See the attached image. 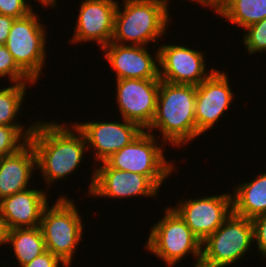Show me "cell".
Returning a JSON list of instances; mask_svg holds the SVG:
<instances>
[{
	"label": "cell",
	"instance_id": "18",
	"mask_svg": "<svg viewBox=\"0 0 266 267\" xmlns=\"http://www.w3.org/2000/svg\"><path fill=\"white\" fill-rule=\"evenodd\" d=\"M35 166L36 154L30 141L15 153L0 158V201L31 188Z\"/></svg>",
	"mask_w": 266,
	"mask_h": 267
},
{
	"label": "cell",
	"instance_id": "10",
	"mask_svg": "<svg viewBox=\"0 0 266 267\" xmlns=\"http://www.w3.org/2000/svg\"><path fill=\"white\" fill-rule=\"evenodd\" d=\"M116 104L121 118L147 130L156 114L160 79L116 80Z\"/></svg>",
	"mask_w": 266,
	"mask_h": 267
},
{
	"label": "cell",
	"instance_id": "19",
	"mask_svg": "<svg viewBox=\"0 0 266 267\" xmlns=\"http://www.w3.org/2000/svg\"><path fill=\"white\" fill-rule=\"evenodd\" d=\"M259 174L248 182L237 184L234 189L232 206L235 215L248 219L266 215V172Z\"/></svg>",
	"mask_w": 266,
	"mask_h": 267
},
{
	"label": "cell",
	"instance_id": "13",
	"mask_svg": "<svg viewBox=\"0 0 266 267\" xmlns=\"http://www.w3.org/2000/svg\"><path fill=\"white\" fill-rule=\"evenodd\" d=\"M227 74L215 70L206 80L196 86L195 119L197 138L215 127L232 103L233 91ZM217 122V123H216Z\"/></svg>",
	"mask_w": 266,
	"mask_h": 267
},
{
	"label": "cell",
	"instance_id": "24",
	"mask_svg": "<svg viewBox=\"0 0 266 267\" xmlns=\"http://www.w3.org/2000/svg\"><path fill=\"white\" fill-rule=\"evenodd\" d=\"M245 29L242 41L248 54L266 52V18Z\"/></svg>",
	"mask_w": 266,
	"mask_h": 267
},
{
	"label": "cell",
	"instance_id": "8",
	"mask_svg": "<svg viewBox=\"0 0 266 267\" xmlns=\"http://www.w3.org/2000/svg\"><path fill=\"white\" fill-rule=\"evenodd\" d=\"M35 10L14 19L5 46L17 65L38 83L47 58L45 48L48 33Z\"/></svg>",
	"mask_w": 266,
	"mask_h": 267
},
{
	"label": "cell",
	"instance_id": "17",
	"mask_svg": "<svg viewBox=\"0 0 266 267\" xmlns=\"http://www.w3.org/2000/svg\"><path fill=\"white\" fill-rule=\"evenodd\" d=\"M49 194L42 189L29 188L0 201V212L9 230L40 226L41 216Z\"/></svg>",
	"mask_w": 266,
	"mask_h": 267
},
{
	"label": "cell",
	"instance_id": "12",
	"mask_svg": "<svg viewBox=\"0 0 266 267\" xmlns=\"http://www.w3.org/2000/svg\"><path fill=\"white\" fill-rule=\"evenodd\" d=\"M92 171L88 186L89 197L125 199L130 197H156L159 188L147 177L138 173L111 168L105 161Z\"/></svg>",
	"mask_w": 266,
	"mask_h": 267
},
{
	"label": "cell",
	"instance_id": "11",
	"mask_svg": "<svg viewBox=\"0 0 266 267\" xmlns=\"http://www.w3.org/2000/svg\"><path fill=\"white\" fill-rule=\"evenodd\" d=\"M172 208L202 243L233 212L232 194L227 192L198 199H181Z\"/></svg>",
	"mask_w": 266,
	"mask_h": 267
},
{
	"label": "cell",
	"instance_id": "16",
	"mask_svg": "<svg viewBox=\"0 0 266 267\" xmlns=\"http://www.w3.org/2000/svg\"><path fill=\"white\" fill-rule=\"evenodd\" d=\"M101 50L119 79H160L158 50L154 55L146 46L110 42ZM153 56V57H152Z\"/></svg>",
	"mask_w": 266,
	"mask_h": 267
},
{
	"label": "cell",
	"instance_id": "30",
	"mask_svg": "<svg viewBox=\"0 0 266 267\" xmlns=\"http://www.w3.org/2000/svg\"><path fill=\"white\" fill-rule=\"evenodd\" d=\"M192 2H197L201 4V6L204 7H210L212 8V11L214 10V13L218 15L222 9L230 2V0H191Z\"/></svg>",
	"mask_w": 266,
	"mask_h": 267
},
{
	"label": "cell",
	"instance_id": "22",
	"mask_svg": "<svg viewBox=\"0 0 266 267\" xmlns=\"http://www.w3.org/2000/svg\"><path fill=\"white\" fill-rule=\"evenodd\" d=\"M218 15L245 30L266 18V0H230Z\"/></svg>",
	"mask_w": 266,
	"mask_h": 267
},
{
	"label": "cell",
	"instance_id": "4",
	"mask_svg": "<svg viewBox=\"0 0 266 267\" xmlns=\"http://www.w3.org/2000/svg\"><path fill=\"white\" fill-rule=\"evenodd\" d=\"M52 207L48 204L42 213L40 229L46 250L58 256L68 267L72 264L76 248L83 238L84 223L74 200L58 196Z\"/></svg>",
	"mask_w": 266,
	"mask_h": 267
},
{
	"label": "cell",
	"instance_id": "20",
	"mask_svg": "<svg viewBox=\"0 0 266 267\" xmlns=\"http://www.w3.org/2000/svg\"><path fill=\"white\" fill-rule=\"evenodd\" d=\"M27 84L31 86L36 83H11L9 87L0 88V125L16 127L29 140L36 121L26 128L22 126L21 121L16 122L26 96Z\"/></svg>",
	"mask_w": 266,
	"mask_h": 267
},
{
	"label": "cell",
	"instance_id": "2",
	"mask_svg": "<svg viewBox=\"0 0 266 267\" xmlns=\"http://www.w3.org/2000/svg\"><path fill=\"white\" fill-rule=\"evenodd\" d=\"M196 86L160 80L156 114L147 129L161 134L162 143L184 147L197 138L195 119ZM184 145V146H183Z\"/></svg>",
	"mask_w": 266,
	"mask_h": 267
},
{
	"label": "cell",
	"instance_id": "26",
	"mask_svg": "<svg viewBox=\"0 0 266 267\" xmlns=\"http://www.w3.org/2000/svg\"><path fill=\"white\" fill-rule=\"evenodd\" d=\"M26 0H0V14L14 19L22 18L34 9Z\"/></svg>",
	"mask_w": 266,
	"mask_h": 267
},
{
	"label": "cell",
	"instance_id": "25",
	"mask_svg": "<svg viewBox=\"0 0 266 267\" xmlns=\"http://www.w3.org/2000/svg\"><path fill=\"white\" fill-rule=\"evenodd\" d=\"M28 141L16 127L0 125V158L15 153Z\"/></svg>",
	"mask_w": 266,
	"mask_h": 267
},
{
	"label": "cell",
	"instance_id": "31",
	"mask_svg": "<svg viewBox=\"0 0 266 267\" xmlns=\"http://www.w3.org/2000/svg\"><path fill=\"white\" fill-rule=\"evenodd\" d=\"M8 228L0 212V245L7 243Z\"/></svg>",
	"mask_w": 266,
	"mask_h": 267
},
{
	"label": "cell",
	"instance_id": "6",
	"mask_svg": "<svg viewBox=\"0 0 266 267\" xmlns=\"http://www.w3.org/2000/svg\"><path fill=\"white\" fill-rule=\"evenodd\" d=\"M158 138L154 133L143 130L105 162L111 168L147 176L160 189L167 177L179 167H175L173 160H166L163 148L165 143L158 144Z\"/></svg>",
	"mask_w": 266,
	"mask_h": 267
},
{
	"label": "cell",
	"instance_id": "23",
	"mask_svg": "<svg viewBox=\"0 0 266 267\" xmlns=\"http://www.w3.org/2000/svg\"><path fill=\"white\" fill-rule=\"evenodd\" d=\"M8 76L11 83H35L15 62L5 45H0V78Z\"/></svg>",
	"mask_w": 266,
	"mask_h": 267
},
{
	"label": "cell",
	"instance_id": "15",
	"mask_svg": "<svg viewBox=\"0 0 266 267\" xmlns=\"http://www.w3.org/2000/svg\"><path fill=\"white\" fill-rule=\"evenodd\" d=\"M77 128L84 134L87 148L92 149V157L96 163L104 162L113 153L118 152L129 144L143 130L135 123L123 119L118 121H93L74 122Z\"/></svg>",
	"mask_w": 266,
	"mask_h": 267
},
{
	"label": "cell",
	"instance_id": "21",
	"mask_svg": "<svg viewBox=\"0 0 266 267\" xmlns=\"http://www.w3.org/2000/svg\"><path fill=\"white\" fill-rule=\"evenodd\" d=\"M7 244H10L19 266L31 262L46 251L45 241L39 226L8 230Z\"/></svg>",
	"mask_w": 266,
	"mask_h": 267
},
{
	"label": "cell",
	"instance_id": "29",
	"mask_svg": "<svg viewBox=\"0 0 266 267\" xmlns=\"http://www.w3.org/2000/svg\"><path fill=\"white\" fill-rule=\"evenodd\" d=\"M14 18L0 14V45H5Z\"/></svg>",
	"mask_w": 266,
	"mask_h": 267
},
{
	"label": "cell",
	"instance_id": "27",
	"mask_svg": "<svg viewBox=\"0 0 266 267\" xmlns=\"http://www.w3.org/2000/svg\"><path fill=\"white\" fill-rule=\"evenodd\" d=\"M253 225L254 243L256 241L258 253L266 256V215H259L251 219Z\"/></svg>",
	"mask_w": 266,
	"mask_h": 267
},
{
	"label": "cell",
	"instance_id": "32",
	"mask_svg": "<svg viewBox=\"0 0 266 267\" xmlns=\"http://www.w3.org/2000/svg\"><path fill=\"white\" fill-rule=\"evenodd\" d=\"M38 1L39 3L42 4L43 7H51L52 9H54V6H57V0H35Z\"/></svg>",
	"mask_w": 266,
	"mask_h": 267
},
{
	"label": "cell",
	"instance_id": "3",
	"mask_svg": "<svg viewBox=\"0 0 266 267\" xmlns=\"http://www.w3.org/2000/svg\"><path fill=\"white\" fill-rule=\"evenodd\" d=\"M169 1L123 0L122 9L118 0L111 42L148 46L161 40L171 20Z\"/></svg>",
	"mask_w": 266,
	"mask_h": 267
},
{
	"label": "cell",
	"instance_id": "7",
	"mask_svg": "<svg viewBox=\"0 0 266 267\" xmlns=\"http://www.w3.org/2000/svg\"><path fill=\"white\" fill-rule=\"evenodd\" d=\"M254 244L251 219L233 212L202 242L199 267H227L238 263Z\"/></svg>",
	"mask_w": 266,
	"mask_h": 267
},
{
	"label": "cell",
	"instance_id": "14",
	"mask_svg": "<svg viewBox=\"0 0 266 267\" xmlns=\"http://www.w3.org/2000/svg\"><path fill=\"white\" fill-rule=\"evenodd\" d=\"M118 0H82L76 20L73 44L93 42L102 49L113 37Z\"/></svg>",
	"mask_w": 266,
	"mask_h": 267
},
{
	"label": "cell",
	"instance_id": "28",
	"mask_svg": "<svg viewBox=\"0 0 266 267\" xmlns=\"http://www.w3.org/2000/svg\"><path fill=\"white\" fill-rule=\"evenodd\" d=\"M68 267L58 256L46 250L41 255L35 257L31 262L20 267Z\"/></svg>",
	"mask_w": 266,
	"mask_h": 267
},
{
	"label": "cell",
	"instance_id": "5",
	"mask_svg": "<svg viewBox=\"0 0 266 267\" xmlns=\"http://www.w3.org/2000/svg\"><path fill=\"white\" fill-rule=\"evenodd\" d=\"M164 213L150 229L146 250L155 254L168 267H173L187 254H191L196 260L194 267H199L202 257L201 241L172 207H166Z\"/></svg>",
	"mask_w": 266,
	"mask_h": 267
},
{
	"label": "cell",
	"instance_id": "1",
	"mask_svg": "<svg viewBox=\"0 0 266 267\" xmlns=\"http://www.w3.org/2000/svg\"><path fill=\"white\" fill-rule=\"evenodd\" d=\"M36 121L29 138L36 154V170L46 186L66 179L83 161L88 152L84 134L72 123ZM78 134V135H77ZM87 151V152H86Z\"/></svg>",
	"mask_w": 266,
	"mask_h": 267
},
{
	"label": "cell",
	"instance_id": "9",
	"mask_svg": "<svg viewBox=\"0 0 266 267\" xmlns=\"http://www.w3.org/2000/svg\"><path fill=\"white\" fill-rule=\"evenodd\" d=\"M197 51L178 44H161L158 47L159 78L173 84L197 86L216 69L207 72L206 57Z\"/></svg>",
	"mask_w": 266,
	"mask_h": 267
}]
</instances>
